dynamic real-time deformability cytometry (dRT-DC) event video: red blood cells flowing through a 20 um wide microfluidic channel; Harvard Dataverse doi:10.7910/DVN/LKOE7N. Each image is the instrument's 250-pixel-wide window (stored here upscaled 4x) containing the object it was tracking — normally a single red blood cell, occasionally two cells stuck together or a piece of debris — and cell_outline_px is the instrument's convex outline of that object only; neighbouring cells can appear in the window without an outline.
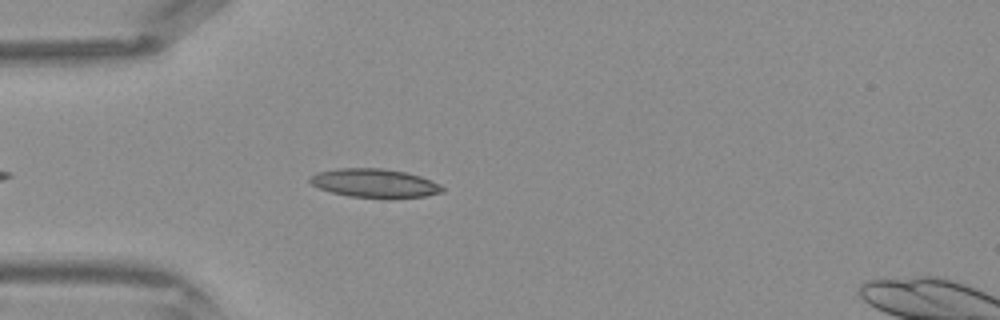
{"species": "Egyptian fruit bat (a non-hibernating species)", "species_latin": "Rousettus aegyptiacus", "temperature_condition": "warm", "stored_images_in_passage": 35, "camera_frame_rate_fps": 3000, "um_per_image_px": 0.085, "frame": {"image": 1, "passage_image": 5, "time_ms": 1.333, "image_size_px": [1000, 320], "cell_outline_px": [[444, 192], [424, 196], [392, 200], [388, 200], [348, 196], [332, 192], [320, 188], [312, 184], [308, 180], [312, 176], [320, 172], [340, 168], [380, 168], [404, 172], [420, 176], [440, 184], [444, 188]], "centroid_in_image_um": [31.9, 15.6], "position_along_channel_um": 53.1, "area_um2": 22.43}}
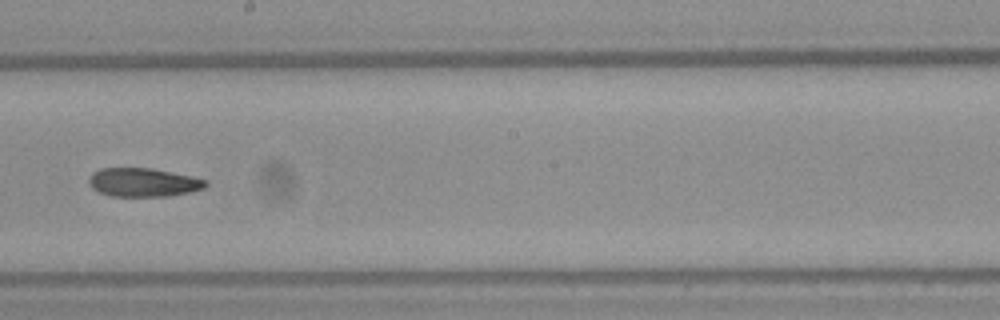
{"frame": {"image": 2, "passage_image": 17, "time_ms": 5.333, "image_size_px": [1000, 320], "cell_outline_px": [[208, 184], [204, 188], [192, 192], [168, 196], [112, 196], [100, 192], [92, 188], [88, 180], [92, 172], [100, 168], [152, 168], [192, 176], [208, 180]], "centroid_in_image_um": [12.21, 15.5], "position_along_channel_um": 236.0, "area_um2": 19.59}}
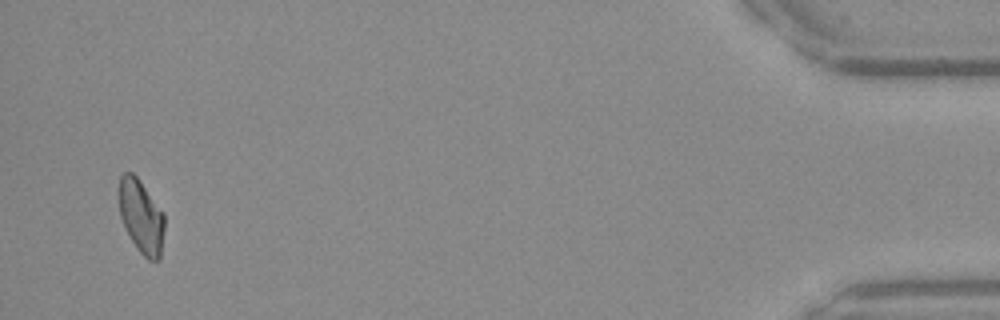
{"frame": {"image": 3, "passage_image": 34, "time_ms": 11.0, "image_size_px": [1000, 320], "cell_outline_px": [[164, 228], [160, 260], [148, 260], [136, 248], [120, 216], [116, 192], [120, 176], [124, 172], [132, 172], [136, 176], [164, 212]], "centroid_in_image_um": [11.97, 18.36], "position_along_channel_um": 423.2, "area_um2": 19.77}}